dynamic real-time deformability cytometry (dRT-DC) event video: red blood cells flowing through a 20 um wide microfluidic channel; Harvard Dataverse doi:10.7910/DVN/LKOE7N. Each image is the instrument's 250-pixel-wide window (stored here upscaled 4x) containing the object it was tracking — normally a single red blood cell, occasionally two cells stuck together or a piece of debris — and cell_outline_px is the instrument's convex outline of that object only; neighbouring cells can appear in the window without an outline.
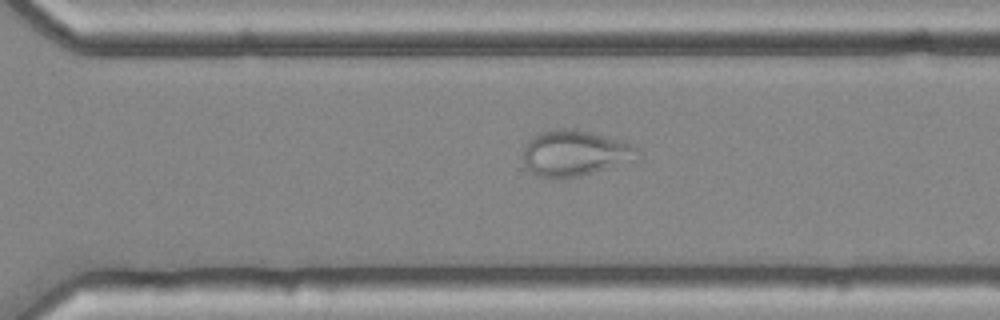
{"species": "common noctule bat (a hibernating species)", "species_latin": "Nyctalus noctula", "temperature_condition": "cold", "stored_images_in_passage": 49, "camera_frame_rate_fps": 3000, "um_per_image_px": 0.085, "animal": {"sex": "female", "body_mass_g": 25.1}, "frame": {"image": 1, "passage_image": 33, "time_ms": 10.667, "image_size_px": [1000, 320], "cell_outline_px": [[640, 156], [580, 176], [536, 176], [524, 164], [524, 148], [528, 140], [532, 136], [540, 132], [560, 128], [564, 128], [588, 132], [624, 140], [632, 144], [640, 152]], "centroid_in_image_um": [48.82, 12.98], "position_along_channel_um": 321.8, "area_um2": 29.59}}
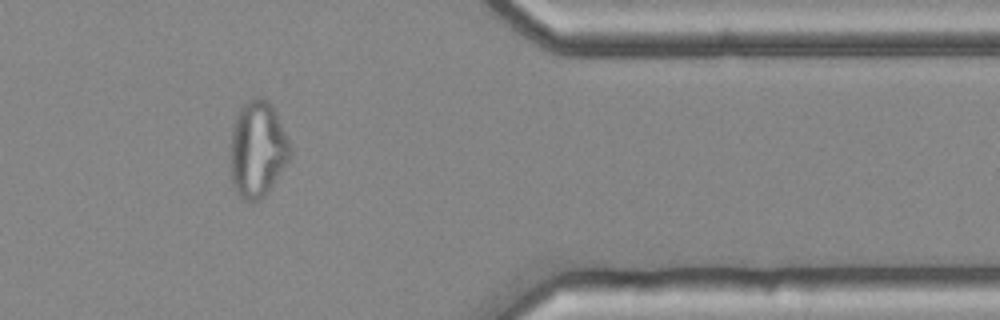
{"frame": {"image": 2, "passage_image": 40, "time_ms": 13.0, "image_size_px": [1000, 320], "cell_outline_px": [[292, 156], [264, 196], [260, 200], [244, 200], [236, 192], [232, 184], [232, 128], [236, 116], [240, 108], [248, 100], [260, 96], [268, 100], [272, 104], [276, 112], [292, 148]], "centroid_in_image_um": [21.92, 12.66], "position_along_channel_um": 389.5, "area_um2": 33.18}}
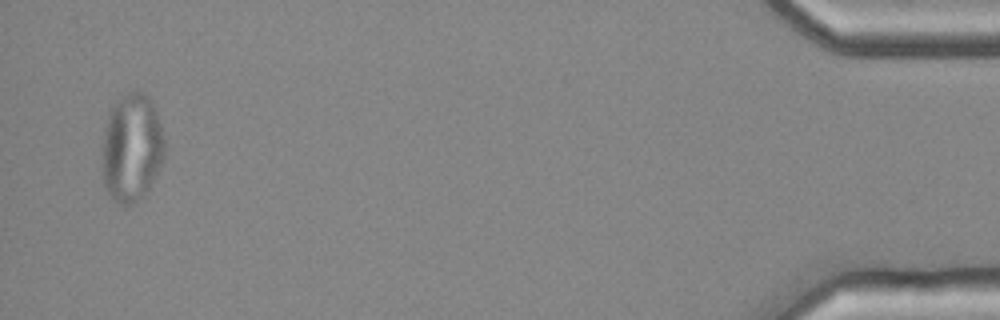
{"frame": {"image": 3, "passage_image": 48, "time_ms": 15.667, "image_size_px": [1000, 320], "cell_outline_px": [[164, 156], [160, 168], [144, 196], [136, 204], [120, 204], [112, 200], [104, 188], [100, 148], [108, 112], [128, 92], [136, 88], [144, 92], [148, 96], [156, 108], [164, 136]], "centroid_in_image_um": [11.18, 12.58], "position_along_channel_um": 424.0, "area_um2": 40.29}}